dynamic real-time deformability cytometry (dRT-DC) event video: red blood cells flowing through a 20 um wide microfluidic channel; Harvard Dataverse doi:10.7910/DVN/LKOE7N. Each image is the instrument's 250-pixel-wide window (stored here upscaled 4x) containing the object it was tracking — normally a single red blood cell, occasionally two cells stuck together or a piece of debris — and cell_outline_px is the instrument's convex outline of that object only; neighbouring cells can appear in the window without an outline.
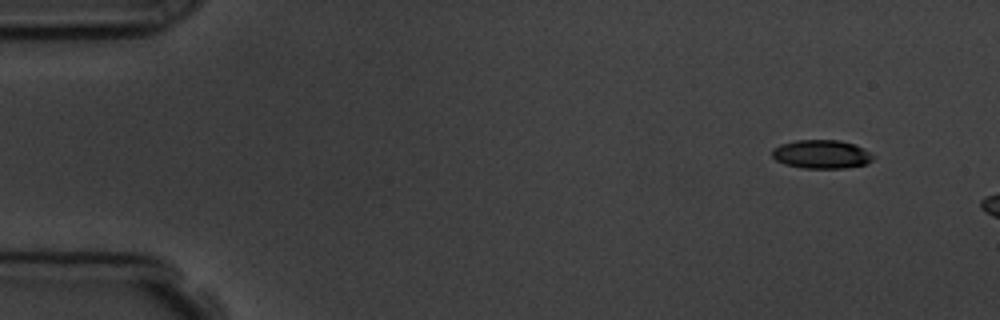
{"species": "common noctule bat (a hibernating species)", "species_latin": "Nyctalus noctula", "temperature_condition": "room temperature", "stored_images_in_passage": 4, "camera_frame_rate_fps": 3000, "um_per_image_px": 0.085, "animal": {"sex": "male", "body_mass_g": 19.5, "forearm_length_mm": 54.6}, "frame": {"image": 1, "passage_image": 1, "time_ms": 0.0, "image_size_px": [1000, 320], "cell_outline_px": [[876, 156], [872, 160], [864, 164], [844, 168], [804, 168], [784, 164], [776, 160], [772, 156], [772, 148], [780, 144], [796, 140], [840, 140], [864, 148]], "centroid_in_image_um": [69.81, 13.1], "position_along_channel_um": 15.2, "area_um2": 16.88}}